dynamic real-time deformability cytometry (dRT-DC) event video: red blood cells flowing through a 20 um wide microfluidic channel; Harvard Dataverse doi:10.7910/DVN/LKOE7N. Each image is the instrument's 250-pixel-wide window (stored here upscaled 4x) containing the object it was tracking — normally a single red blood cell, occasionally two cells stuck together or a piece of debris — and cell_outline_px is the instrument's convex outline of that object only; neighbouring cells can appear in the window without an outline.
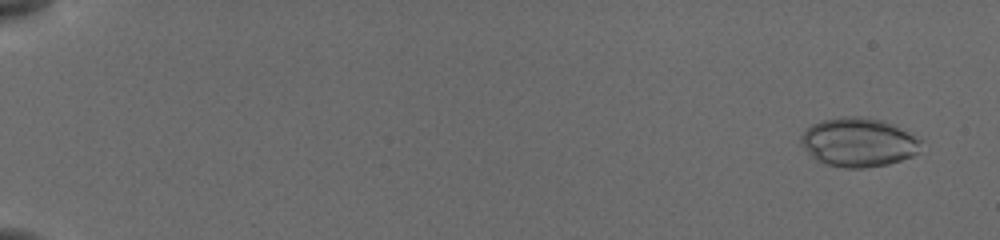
{"species": "common noctule bat (a hibernating species)", "species_latin": "Nyctalus noctula", "temperature_condition": "cold", "stored_images_in_passage": 54, "camera_frame_rate_fps": 3000, "um_per_image_px": 0.085, "animal": {"sex": "female", "body_mass_g": 19.5, "forearm_length_mm": 54.1}, "frame": {"image": 1, "passage_image": 2, "time_ms": 0.333, "image_size_px": [1000, 240], "cell_outline_px": [[920, 152], [912, 156], [888, 164], [864, 168], [848, 168], [828, 164], [816, 160], [812, 156], [800, 140], [800, 136], [812, 124], [820, 120], [840, 116], [856, 116], [884, 120], [892, 124], [920, 140]], "centroid_in_image_um": [72.96, 12.08], "position_along_channel_um": 12.0, "area_um2": 33.87}}
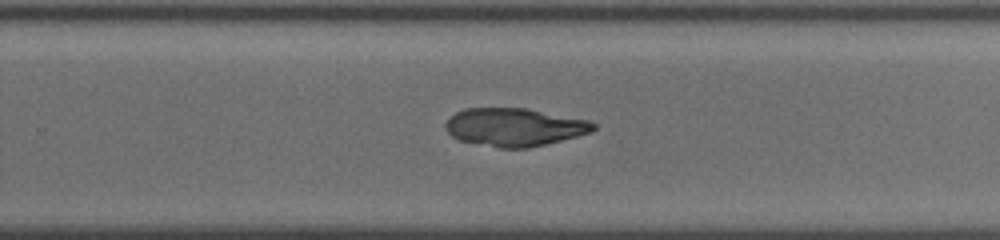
{"frame": {"image": 2, "passage_image": 37, "time_ms": 12.0, "image_size_px": [1000, 240], "cell_outline_px": [[596, 128], [592, 132], [528, 148], [500, 148], [460, 140], [452, 136], [448, 132], [444, 124], [456, 112], [464, 108], [528, 108], [588, 120], [596, 124]], "centroid_in_image_um": [43.74, 10.79], "position_along_channel_um": 286.1, "area_um2": 32.6}}
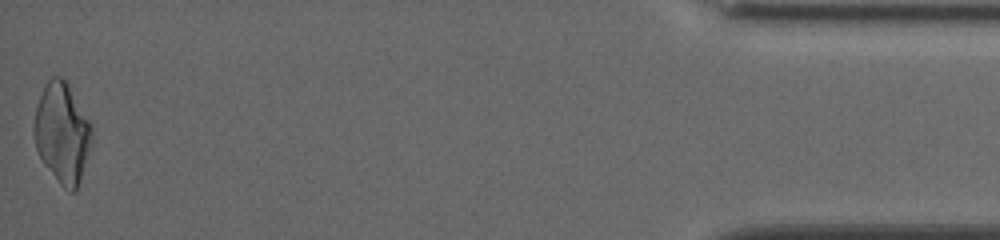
{"frame": {"image": 3, "passage_image": 54, "time_ms": 17.667, "image_size_px": [1000, 240], "cell_outline_px": [[92, 140], [80, 180], [76, 188], [72, 192], [64, 188], [60, 184], [44, 164], [36, 148], [32, 132], [32, 128], [36, 108], [40, 96], [48, 80], [52, 76], [60, 76], [68, 84], [92, 124]], "centroid_in_image_um": [5.27, 11.29], "position_along_channel_um": 429.9, "area_um2": 33.47}}